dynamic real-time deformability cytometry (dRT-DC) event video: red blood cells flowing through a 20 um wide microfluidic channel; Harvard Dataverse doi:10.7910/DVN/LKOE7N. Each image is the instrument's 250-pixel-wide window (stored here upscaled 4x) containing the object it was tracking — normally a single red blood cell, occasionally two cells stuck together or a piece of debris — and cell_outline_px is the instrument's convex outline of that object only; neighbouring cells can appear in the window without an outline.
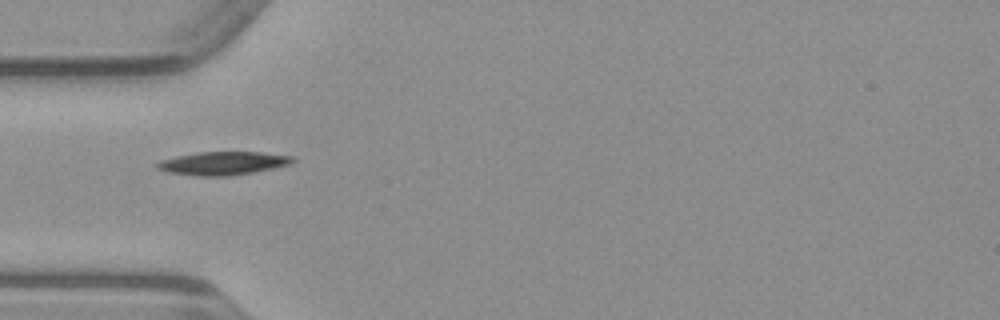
{"species": "common noctule bat (a hibernating species)", "species_latin": "Nyctalus noctula", "temperature_condition": "warm", "stored_images_in_passage": 35, "camera_frame_rate_fps": 3000, "um_per_image_px": 0.085, "animal": {"sex": "male", "body_mass_g": 23.1, "forearm_length_mm": 52.7}, "frame": {"image": 1, "passage_image": 1, "time_ms": 0.0, "image_size_px": [1000, 320], "cell_outline_px": [[296, 160], [292, 164], [256, 172], [228, 176], [196, 176], [168, 172], [156, 168], [156, 164], [160, 160], [176, 156], [196, 152], [260, 152], [292, 156]], "centroid_in_image_um": [18.97, 13.88], "position_along_channel_um": 66.0, "area_um2": 18.55}}
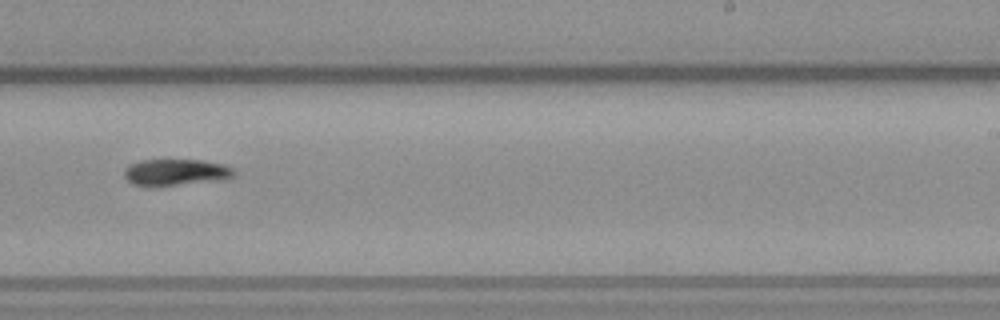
{"frame": {"image": 2, "passage_image": 16, "time_ms": 5.0, "image_size_px": [1000, 320], "cell_outline_px": [[236, 176], [228, 180], [176, 184], [132, 184], [124, 176], [124, 168], [128, 164], [140, 160], [204, 160], [224, 164], [236, 168]], "centroid_in_image_um": [15.06, 14.61], "position_along_channel_um": 273.9, "area_um2": 16.94}}
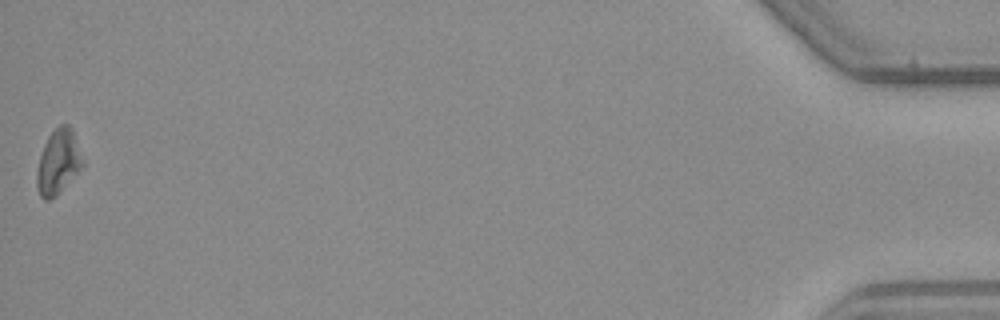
{"frame": {"image": 3, "passage_image": 35, "time_ms": 11.333, "image_size_px": [1000, 320], "cell_outline_px": [[84, 164], [56, 196], [48, 200], [44, 200], [40, 196], [36, 188], [36, 172], [40, 156], [44, 144], [48, 136], [60, 124], [68, 124], [72, 128], [84, 160]], "centroid_in_image_um": [4.94, 13.76], "position_along_channel_um": 430.3, "area_um2": 17.22}}